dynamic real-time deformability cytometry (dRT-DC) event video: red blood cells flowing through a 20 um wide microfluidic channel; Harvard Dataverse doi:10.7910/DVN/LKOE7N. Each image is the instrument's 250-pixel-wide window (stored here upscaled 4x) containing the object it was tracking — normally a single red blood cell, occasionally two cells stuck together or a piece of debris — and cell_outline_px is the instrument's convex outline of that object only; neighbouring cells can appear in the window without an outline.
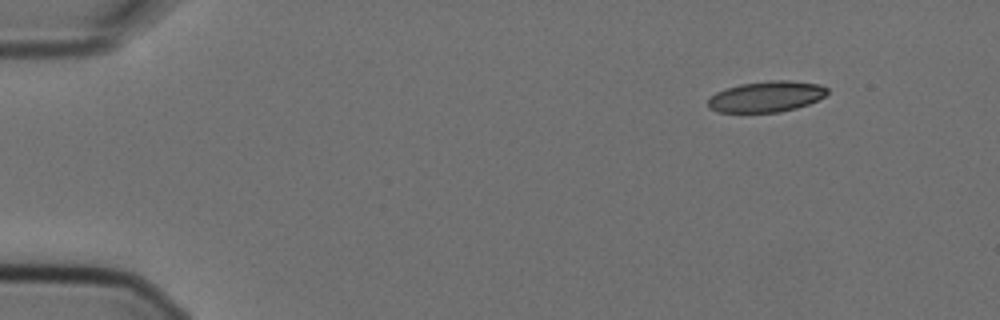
{"species": "Egyptian fruit bat (a non-hibernating species)", "species_latin": "Rousettus aegyptiacus", "temperature_condition": "cold", "stored_images_in_passage": 8, "camera_frame_rate_fps": 3000, "um_per_image_px": 0.085, "animal": {"sex": "female"}, "frame": {"image": 1, "passage_image": 1, "time_ms": 0.0, "image_size_px": [1000, 320], "cell_outline_px": [[828, 92], [824, 96], [808, 104], [796, 108], [780, 112], [720, 112], [708, 108], [708, 100], [716, 92], [740, 84], [768, 80], [788, 80], [820, 84], [828, 88]], "centroid_in_image_um": [65.15, 8.2], "position_along_channel_um": 19.8, "area_um2": 21.39}}